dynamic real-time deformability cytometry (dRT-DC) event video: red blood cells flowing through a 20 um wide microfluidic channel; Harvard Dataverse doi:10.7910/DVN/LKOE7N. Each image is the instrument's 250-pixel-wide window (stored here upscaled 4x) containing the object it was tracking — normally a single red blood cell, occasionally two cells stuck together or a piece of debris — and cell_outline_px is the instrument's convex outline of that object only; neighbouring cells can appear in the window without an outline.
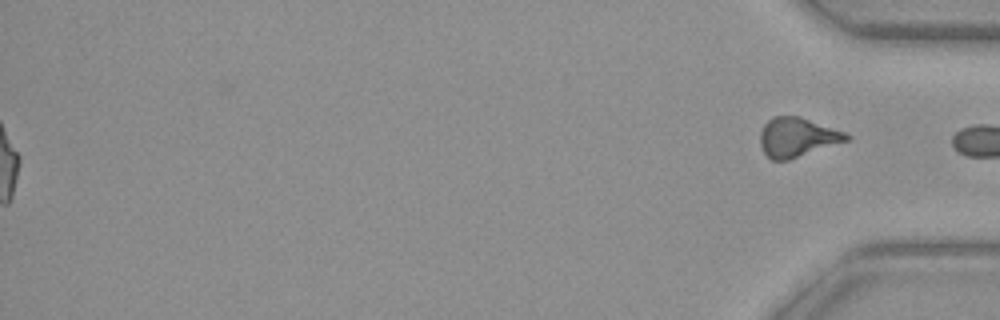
{"species": "common noctule bat (a hibernating species)", "species_latin": "Nyctalus noctula", "temperature_condition": "warm", "stored_images_in_passage": 44, "segment_of_instrument_passage": [2, 2], "camera_frame_rate_fps": 3000, "um_per_image_px": 0.085, "animal": {"sex": "female", "body_mass_g": 29.2, "forearm_length_mm": 56.3}, "frame": {"image": 1, "passage_image": 44, "time_ms": 14.333, "image_size_px": [1000, 320], "cell_outline_px": [[852, 136], [848, 140], [788, 160], [772, 160], [764, 152], [760, 144], [760, 132], [764, 124], [772, 116], [800, 116], [844, 132]], "centroid_in_image_um": [67.74, 11.65], "position_along_channel_um": 367.5, "area_um2": 19.54}}